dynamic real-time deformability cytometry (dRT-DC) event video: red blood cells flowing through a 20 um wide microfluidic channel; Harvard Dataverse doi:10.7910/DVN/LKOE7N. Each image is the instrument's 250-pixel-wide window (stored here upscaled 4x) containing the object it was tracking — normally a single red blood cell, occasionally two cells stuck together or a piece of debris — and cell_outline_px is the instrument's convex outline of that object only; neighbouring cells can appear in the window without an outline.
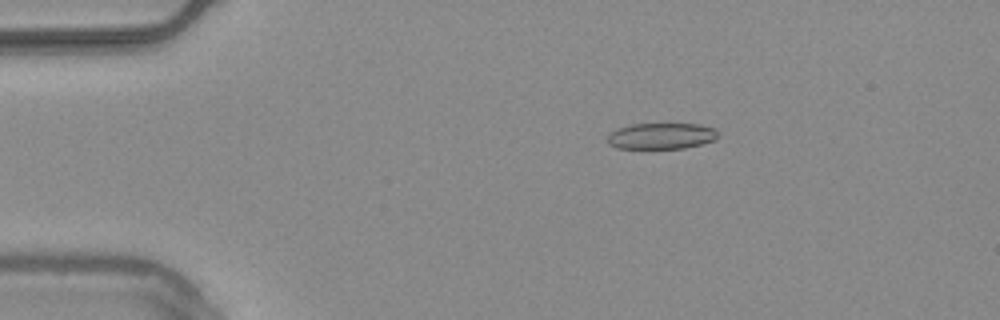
{"species": "common noctule bat (a hibernating species)", "species_latin": "Nyctalus noctula", "temperature_condition": "warm", "stored_images_in_passage": 53, "camera_frame_rate_fps": 3000, "um_per_image_px": 0.085, "animal": {"sex": "male", "body_mass_g": 20.4}, "frame": {"image": 1, "passage_image": 9, "time_ms": 2.667, "image_size_px": [1000, 320], "cell_outline_px": [[716, 140], [684, 148], [616, 148], [608, 144], [608, 136], [612, 132], [620, 128], [632, 124], [700, 124], [716, 128]], "centroid_in_image_um": [56.23, 11.56], "position_along_channel_um": 28.8, "area_um2": 16.65}}
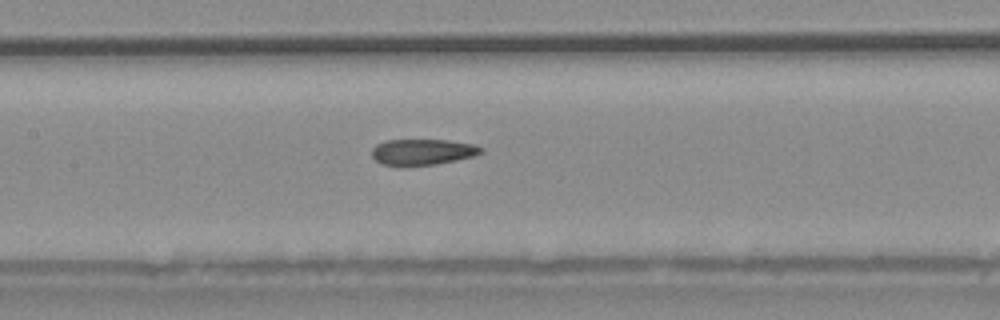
{"frame": {"image": 2, "passage_image": 25, "time_ms": 8.0, "image_size_px": [1000, 320], "cell_outline_px": [[484, 152], [472, 156], [456, 160], [436, 164], [404, 168], [400, 168], [384, 164], [376, 160], [372, 156], [372, 148], [376, 144], [388, 140], [448, 140], [472, 144], [484, 148]], "centroid_in_image_um": [35.88, 12.94], "position_along_channel_um": 171.5, "area_um2": 16.88}}
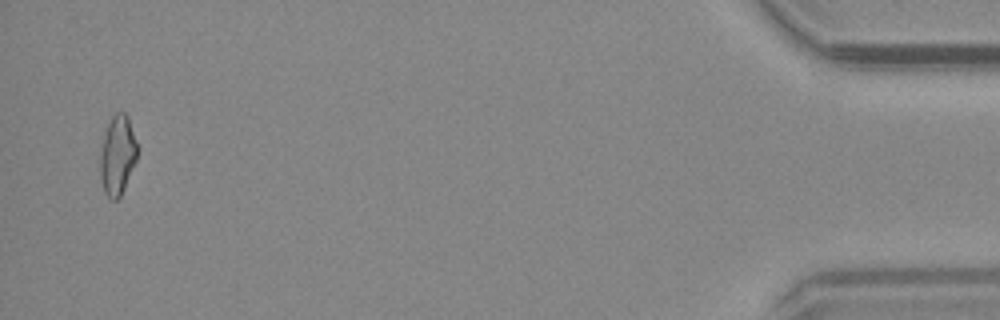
{"frame": {"image": 3, "passage_image": 52, "time_ms": 17.0, "image_size_px": [1000, 320], "cell_outline_px": [[140, 148], [136, 160], [124, 188], [120, 196], [116, 200], [108, 200], [104, 192], [100, 180], [100, 156], [104, 132], [112, 116], [116, 112], [124, 112], [128, 116]], "centroid_in_image_um": [10.0, 13.19], "position_along_channel_um": 425.2, "area_um2": 17.57}, "authors_computed_cell_mechanics": {"area_um2": 17.4556, "velocity_mm_per_s": 3.763, "shape_relaxation_time_tau1_ms": null, "shape_relaxation_time_tau2_ms": 3.2094, "deformation_change_tau1": null, "deformation_change_tau2": 0.1179}}